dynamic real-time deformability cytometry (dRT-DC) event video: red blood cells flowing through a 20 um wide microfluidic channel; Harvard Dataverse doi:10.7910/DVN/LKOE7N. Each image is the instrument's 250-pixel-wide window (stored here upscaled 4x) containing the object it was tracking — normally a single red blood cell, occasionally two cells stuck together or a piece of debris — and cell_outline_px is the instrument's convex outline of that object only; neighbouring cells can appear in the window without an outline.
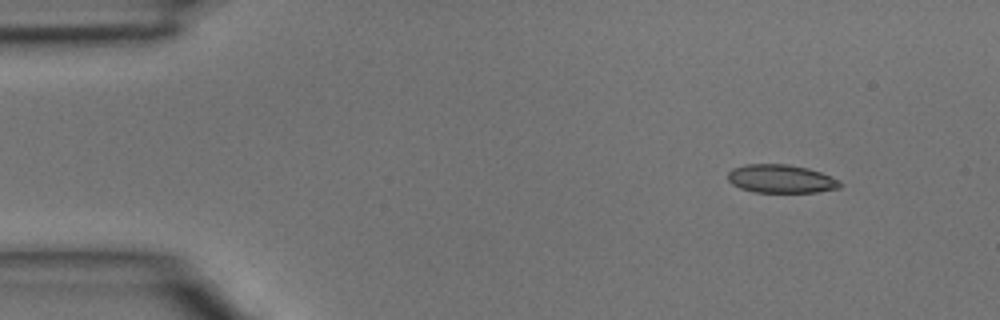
{"species": "common noctule bat (a hibernating species)", "species_latin": "Nyctalus noctula", "temperature_condition": "room temperature", "stored_images_in_passage": 4, "camera_frame_rate_fps": 3000, "um_per_image_px": 0.085, "animal": {"sex": "male", "body_mass_g": 15.6}, "frame": {"image": 1, "passage_image": 2, "time_ms": 0.333, "image_size_px": [1000, 320], "cell_outline_px": [[844, 184], [840, 188], [816, 192], [756, 192], [740, 188], [732, 184], [728, 180], [728, 172], [732, 168], [744, 164], [788, 164], [808, 168], [832, 176], [840, 180]], "centroid_in_image_um": [66.41, 15.19], "position_along_channel_um": 18.6, "area_um2": 18.73}}
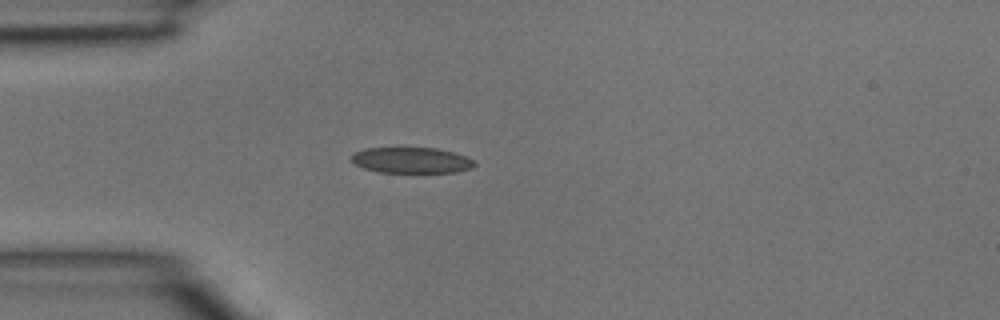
{"frame": {"image": 2, "passage_image": 4, "time_ms": 1.0, "image_size_px": [1000, 320], "cell_outline_px": [[476, 164], [472, 168], [456, 172], [380, 172], [364, 168], [356, 164], [352, 160], [352, 156], [356, 152], [364, 148], [436, 148], [452, 152], [464, 156], [472, 160]], "centroid_in_image_um": [34.98, 13.62], "position_along_channel_um": 50.0, "area_um2": 18.21}}